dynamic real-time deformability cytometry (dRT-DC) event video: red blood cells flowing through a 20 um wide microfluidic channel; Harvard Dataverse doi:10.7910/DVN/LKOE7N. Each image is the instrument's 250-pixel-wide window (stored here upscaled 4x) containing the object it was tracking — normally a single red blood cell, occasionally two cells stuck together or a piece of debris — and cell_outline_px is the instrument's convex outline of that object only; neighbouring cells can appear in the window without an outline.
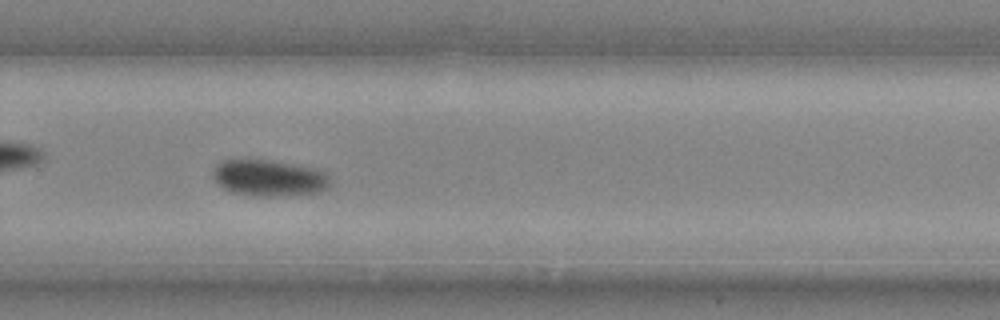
{"species": "common noctule bat (a hibernating species)", "species_latin": "Nyctalus noctula", "temperature_condition": "cold", "stored_images_in_passage": 26, "camera_frame_rate_fps": 3000, "um_per_image_px": 0.085, "animal": {"sex": "male", "body_mass_g": 20.4}, "frame": {"image": 1, "passage_image": 19, "time_ms": 6.0, "image_size_px": [1000, 320], "cell_outline_px": [[332, 188], [320, 192], [288, 196], [244, 196], [232, 192], [224, 188], [216, 180], [216, 164], [224, 160], [268, 160], [312, 168], [324, 172], [332, 180]], "centroid_in_image_um": [22.96, 15.16], "position_along_channel_um": 306.8, "area_um2": 24.8}}